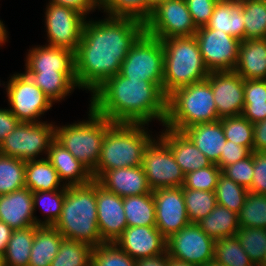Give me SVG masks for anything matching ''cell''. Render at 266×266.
I'll return each instance as SVG.
<instances>
[{"label":"cell","mask_w":266,"mask_h":266,"mask_svg":"<svg viewBox=\"0 0 266 266\" xmlns=\"http://www.w3.org/2000/svg\"><path fill=\"white\" fill-rule=\"evenodd\" d=\"M64 239L96 247L102 240L97 219L96 180L82 186H65V198L59 219L53 225Z\"/></svg>","instance_id":"3"},{"label":"cell","mask_w":266,"mask_h":266,"mask_svg":"<svg viewBox=\"0 0 266 266\" xmlns=\"http://www.w3.org/2000/svg\"><path fill=\"white\" fill-rule=\"evenodd\" d=\"M212 163H217L226 138L221 120L194 124L182 131Z\"/></svg>","instance_id":"25"},{"label":"cell","mask_w":266,"mask_h":266,"mask_svg":"<svg viewBox=\"0 0 266 266\" xmlns=\"http://www.w3.org/2000/svg\"><path fill=\"white\" fill-rule=\"evenodd\" d=\"M20 123L10 109H0V144Z\"/></svg>","instance_id":"53"},{"label":"cell","mask_w":266,"mask_h":266,"mask_svg":"<svg viewBox=\"0 0 266 266\" xmlns=\"http://www.w3.org/2000/svg\"><path fill=\"white\" fill-rule=\"evenodd\" d=\"M218 0H185L197 28L206 26Z\"/></svg>","instance_id":"48"},{"label":"cell","mask_w":266,"mask_h":266,"mask_svg":"<svg viewBox=\"0 0 266 266\" xmlns=\"http://www.w3.org/2000/svg\"><path fill=\"white\" fill-rule=\"evenodd\" d=\"M144 28L145 33L160 40L194 36L198 30L185 0H164L156 4Z\"/></svg>","instance_id":"11"},{"label":"cell","mask_w":266,"mask_h":266,"mask_svg":"<svg viewBox=\"0 0 266 266\" xmlns=\"http://www.w3.org/2000/svg\"><path fill=\"white\" fill-rule=\"evenodd\" d=\"M115 243L134 260L166 252V238L156 226H127Z\"/></svg>","instance_id":"19"},{"label":"cell","mask_w":266,"mask_h":266,"mask_svg":"<svg viewBox=\"0 0 266 266\" xmlns=\"http://www.w3.org/2000/svg\"><path fill=\"white\" fill-rule=\"evenodd\" d=\"M259 266H266V249H265L264 256H263V261Z\"/></svg>","instance_id":"62"},{"label":"cell","mask_w":266,"mask_h":266,"mask_svg":"<svg viewBox=\"0 0 266 266\" xmlns=\"http://www.w3.org/2000/svg\"><path fill=\"white\" fill-rule=\"evenodd\" d=\"M13 229L6 223L0 221V254L3 255L6 251L8 242L11 238Z\"/></svg>","instance_id":"57"},{"label":"cell","mask_w":266,"mask_h":266,"mask_svg":"<svg viewBox=\"0 0 266 266\" xmlns=\"http://www.w3.org/2000/svg\"><path fill=\"white\" fill-rule=\"evenodd\" d=\"M183 197L190 223H198L217 205L215 191L183 188Z\"/></svg>","instance_id":"39"},{"label":"cell","mask_w":266,"mask_h":266,"mask_svg":"<svg viewBox=\"0 0 266 266\" xmlns=\"http://www.w3.org/2000/svg\"><path fill=\"white\" fill-rule=\"evenodd\" d=\"M96 201L100 236L104 242H115L128 226L123 198L96 181Z\"/></svg>","instance_id":"18"},{"label":"cell","mask_w":266,"mask_h":266,"mask_svg":"<svg viewBox=\"0 0 266 266\" xmlns=\"http://www.w3.org/2000/svg\"><path fill=\"white\" fill-rule=\"evenodd\" d=\"M158 136L170 147L184 174L213 164L183 132L166 127Z\"/></svg>","instance_id":"23"},{"label":"cell","mask_w":266,"mask_h":266,"mask_svg":"<svg viewBox=\"0 0 266 266\" xmlns=\"http://www.w3.org/2000/svg\"><path fill=\"white\" fill-rule=\"evenodd\" d=\"M24 73L53 103L64 100V98L71 95V92H74L75 88H79L75 72L24 71Z\"/></svg>","instance_id":"28"},{"label":"cell","mask_w":266,"mask_h":266,"mask_svg":"<svg viewBox=\"0 0 266 266\" xmlns=\"http://www.w3.org/2000/svg\"><path fill=\"white\" fill-rule=\"evenodd\" d=\"M249 190L221 173L215 189L217 204L239 214Z\"/></svg>","instance_id":"41"},{"label":"cell","mask_w":266,"mask_h":266,"mask_svg":"<svg viewBox=\"0 0 266 266\" xmlns=\"http://www.w3.org/2000/svg\"><path fill=\"white\" fill-rule=\"evenodd\" d=\"M205 266H224V265H222V264H218V263H216L215 261H211L210 263H208V264L205 265Z\"/></svg>","instance_id":"61"},{"label":"cell","mask_w":266,"mask_h":266,"mask_svg":"<svg viewBox=\"0 0 266 266\" xmlns=\"http://www.w3.org/2000/svg\"><path fill=\"white\" fill-rule=\"evenodd\" d=\"M217 120L220 118L207 79L178 88L167 96L165 127L182 132L194 124Z\"/></svg>","instance_id":"6"},{"label":"cell","mask_w":266,"mask_h":266,"mask_svg":"<svg viewBox=\"0 0 266 266\" xmlns=\"http://www.w3.org/2000/svg\"><path fill=\"white\" fill-rule=\"evenodd\" d=\"M45 27L47 42L51 47L67 48L75 52L82 38L87 17L77 10L48 3L46 5Z\"/></svg>","instance_id":"13"},{"label":"cell","mask_w":266,"mask_h":266,"mask_svg":"<svg viewBox=\"0 0 266 266\" xmlns=\"http://www.w3.org/2000/svg\"><path fill=\"white\" fill-rule=\"evenodd\" d=\"M235 236L250 260L259 266L266 249V229L240 227Z\"/></svg>","instance_id":"43"},{"label":"cell","mask_w":266,"mask_h":266,"mask_svg":"<svg viewBox=\"0 0 266 266\" xmlns=\"http://www.w3.org/2000/svg\"><path fill=\"white\" fill-rule=\"evenodd\" d=\"M222 170L213 163L212 165L187 173L184 176L182 188L202 191H215Z\"/></svg>","instance_id":"46"},{"label":"cell","mask_w":266,"mask_h":266,"mask_svg":"<svg viewBox=\"0 0 266 266\" xmlns=\"http://www.w3.org/2000/svg\"><path fill=\"white\" fill-rule=\"evenodd\" d=\"M65 198V187L60 190L33 192V209L40 206L41 211L46 213L43 218V226H53L59 219Z\"/></svg>","instance_id":"42"},{"label":"cell","mask_w":266,"mask_h":266,"mask_svg":"<svg viewBox=\"0 0 266 266\" xmlns=\"http://www.w3.org/2000/svg\"><path fill=\"white\" fill-rule=\"evenodd\" d=\"M54 139L53 122H20L0 144V154L23 161L36 160L43 153L47 156Z\"/></svg>","instance_id":"9"},{"label":"cell","mask_w":266,"mask_h":266,"mask_svg":"<svg viewBox=\"0 0 266 266\" xmlns=\"http://www.w3.org/2000/svg\"><path fill=\"white\" fill-rule=\"evenodd\" d=\"M244 40L266 38V0H243Z\"/></svg>","instance_id":"37"},{"label":"cell","mask_w":266,"mask_h":266,"mask_svg":"<svg viewBox=\"0 0 266 266\" xmlns=\"http://www.w3.org/2000/svg\"><path fill=\"white\" fill-rule=\"evenodd\" d=\"M164 49L162 90L166 96L209 75L195 36L161 40Z\"/></svg>","instance_id":"5"},{"label":"cell","mask_w":266,"mask_h":266,"mask_svg":"<svg viewBox=\"0 0 266 266\" xmlns=\"http://www.w3.org/2000/svg\"><path fill=\"white\" fill-rule=\"evenodd\" d=\"M25 186V161L0 154V195Z\"/></svg>","instance_id":"38"},{"label":"cell","mask_w":266,"mask_h":266,"mask_svg":"<svg viewBox=\"0 0 266 266\" xmlns=\"http://www.w3.org/2000/svg\"><path fill=\"white\" fill-rule=\"evenodd\" d=\"M124 213L128 226H155V202L152 191L139 196L123 198Z\"/></svg>","instance_id":"33"},{"label":"cell","mask_w":266,"mask_h":266,"mask_svg":"<svg viewBox=\"0 0 266 266\" xmlns=\"http://www.w3.org/2000/svg\"><path fill=\"white\" fill-rule=\"evenodd\" d=\"M163 67L161 40L144 32L127 53L119 73L128 79L154 82L162 88Z\"/></svg>","instance_id":"8"},{"label":"cell","mask_w":266,"mask_h":266,"mask_svg":"<svg viewBox=\"0 0 266 266\" xmlns=\"http://www.w3.org/2000/svg\"><path fill=\"white\" fill-rule=\"evenodd\" d=\"M7 29L5 28V25L3 24V21L0 20V47L5 44L8 39V33Z\"/></svg>","instance_id":"58"},{"label":"cell","mask_w":266,"mask_h":266,"mask_svg":"<svg viewBox=\"0 0 266 266\" xmlns=\"http://www.w3.org/2000/svg\"><path fill=\"white\" fill-rule=\"evenodd\" d=\"M63 239L53 226H39L35 230L28 266H50Z\"/></svg>","instance_id":"29"},{"label":"cell","mask_w":266,"mask_h":266,"mask_svg":"<svg viewBox=\"0 0 266 266\" xmlns=\"http://www.w3.org/2000/svg\"><path fill=\"white\" fill-rule=\"evenodd\" d=\"M0 266H4V263H3V257H2L1 254H0Z\"/></svg>","instance_id":"63"},{"label":"cell","mask_w":266,"mask_h":266,"mask_svg":"<svg viewBox=\"0 0 266 266\" xmlns=\"http://www.w3.org/2000/svg\"><path fill=\"white\" fill-rule=\"evenodd\" d=\"M242 9L243 0H218L206 26L209 29L223 31L242 41L245 32Z\"/></svg>","instance_id":"27"},{"label":"cell","mask_w":266,"mask_h":266,"mask_svg":"<svg viewBox=\"0 0 266 266\" xmlns=\"http://www.w3.org/2000/svg\"><path fill=\"white\" fill-rule=\"evenodd\" d=\"M147 1L152 7H154L156 4H158L159 2H162L164 0H147Z\"/></svg>","instance_id":"60"},{"label":"cell","mask_w":266,"mask_h":266,"mask_svg":"<svg viewBox=\"0 0 266 266\" xmlns=\"http://www.w3.org/2000/svg\"><path fill=\"white\" fill-rule=\"evenodd\" d=\"M155 202L156 228L167 239L190 224L183 188H159L152 191Z\"/></svg>","instance_id":"16"},{"label":"cell","mask_w":266,"mask_h":266,"mask_svg":"<svg viewBox=\"0 0 266 266\" xmlns=\"http://www.w3.org/2000/svg\"><path fill=\"white\" fill-rule=\"evenodd\" d=\"M88 120L55 125V139L92 173L97 166L106 130L113 124L90 106Z\"/></svg>","instance_id":"7"},{"label":"cell","mask_w":266,"mask_h":266,"mask_svg":"<svg viewBox=\"0 0 266 266\" xmlns=\"http://www.w3.org/2000/svg\"><path fill=\"white\" fill-rule=\"evenodd\" d=\"M206 79L211 84L218 117L242 115L244 79L235 71H212Z\"/></svg>","instance_id":"17"},{"label":"cell","mask_w":266,"mask_h":266,"mask_svg":"<svg viewBox=\"0 0 266 266\" xmlns=\"http://www.w3.org/2000/svg\"><path fill=\"white\" fill-rule=\"evenodd\" d=\"M147 146L142 160V168L149 188L182 187L185 174L175 161L170 147L158 136Z\"/></svg>","instance_id":"12"},{"label":"cell","mask_w":266,"mask_h":266,"mask_svg":"<svg viewBox=\"0 0 266 266\" xmlns=\"http://www.w3.org/2000/svg\"><path fill=\"white\" fill-rule=\"evenodd\" d=\"M96 181L122 198L139 196L152 191L148 186L142 166L108 170Z\"/></svg>","instance_id":"21"},{"label":"cell","mask_w":266,"mask_h":266,"mask_svg":"<svg viewBox=\"0 0 266 266\" xmlns=\"http://www.w3.org/2000/svg\"><path fill=\"white\" fill-rule=\"evenodd\" d=\"M34 215L33 192L27 187L0 195V221L12 229L43 226V220Z\"/></svg>","instance_id":"20"},{"label":"cell","mask_w":266,"mask_h":266,"mask_svg":"<svg viewBox=\"0 0 266 266\" xmlns=\"http://www.w3.org/2000/svg\"><path fill=\"white\" fill-rule=\"evenodd\" d=\"M39 226L13 229L5 253L4 266H28L35 230Z\"/></svg>","instance_id":"32"},{"label":"cell","mask_w":266,"mask_h":266,"mask_svg":"<svg viewBox=\"0 0 266 266\" xmlns=\"http://www.w3.org/2000/svg\"><path fill=\"white\" fill-rule=\"evenodd\" d=\"M92 251L87 243L63 239L50 266H91Z\"/></svg>","instance_id":"36"},{"label":"cell","mask_w":266,"mask_h":266,"mask_svg":"<svg viewBox=\"0 0 266 266\" xmlns=\"http://www.w3.org/2000/svg\"><path fill=\"white\" fill-rule=\"evenodd\" d=\"M136 266H169V255L167 252L153 257L135 260Z\"/></svg>","instance_id":"56"},{"label":"cell","mask_w":266,"mask_h":266,"mask_svg":"<svg viewBox=\"0 0 266 266\" xmlns=\"http://www.w3.org/2000/svg\"><path fill=\"white\" fill-rule=\"evenodd\" d=\"M4 88L9 109L20 122H42L39 117L54 104L25 73H14Z\"/></svg>","instance_id":"10"},{"label":"cell","mask_w":266,"mask_h":266,"mask_svg":"<svg viewBox=\"0 0 266 266\" xmlns=\"http://www.w3.org/2000/svg\"><path fill=\"white\" fill-rule=\"evenodd\" d=\"M252 152H266V119L253 124Z\"/></svg>","instance_id":"55"},{"label":"cell","mask_w":266,"mask_h":266,"mask_svg":"<svg viewBox=\"0 0 266 266\" xmlns=\"http://www.w3.org/2000/svg\"><path fill=\"white\" fill-rule=\"evenodd\" d=\"M25 186L31 192L60 190L65 187L57 171L45 157L25 161Z\"/></svg>","instance_id":"30"},{"label":"cell","mask_w":266,"mask_h":266,"mask_svg":"<svg viewBox=\"0 0 266 266\" xmlns=\"http://www.w3.org/2000/svg\"><path fill=\"white\" fill-rule=\"evenodd\" d=\"M266 102V79H244V103Z\"/></svg>","instance_id":"51"},{"label":"cell","mask_w":266,"mask_h":266,"mask_svg":"<svg viewBox=\"0 0 266 266\" xmlns=\"http://www.w3.org/2000/svg\"><path fill=\"white\" fill-rule=\"evenodd\" d=\"M242 115L252 124L266 119V102L265 103H244Z\"/></svg>","instance_id":"54"},{"label":"cell","mask_w":266,"mask_h":266,"mask_svg":"<svg viewBox=\"0 0 266 266\" xmlns=\"http://www.w3.org/2000/svg\"><path fill=\"white\" fill-rule=\"evenodd\" d=\"M253 153L247 158L238 161L236 163L225 166L222 169V174L232 179L235 183L246 189H251V183L253 180Z\"/></svg>","instance_id":"47"},{"label":"cell","mask_w":266,"mask_h":266,"mask_svg":"<svg viewBox=\"0 0 266 266\" xmlns=\"http://www.w3.org/2000/svg\"><path fill=\"white\" fill-rule=\"evenodd\" d=\"M145 126L148 124L113 123L106 130L98 163L92 172L94 180L108 170L141 166L145 149L154 139Z\"/></svg>","instance_id":"4"},{"label":"cell","mask_w":266,"mask_h":266,"mask_svg":"<svg viewBox=\"0 0 266 266\" xmlns=\"http://www.w3.org/2000/svg\"><path fill=\"white\" fill-rule=\"evenodd\" d=\"M252 154V151L244 146L226 140L223 152L216 165L222 170L225 166L241 161Z\"/></svg>","instance_id":"50"},{"label":"cell","mask_w":266,"mask_h":266,"mask_svg":"<svg viewBox=\"0 0 266 266\" xmlns=\"http://www.w3.org/2000/svg\"><path fill=\"white\" fill-rule=\"evenodd\" d=\"M145 32L144 23L121 17L86 20L74 52L75 75L81 90L91 94L120 72L127 53Z\"/></svg>","instance_id":"1"},{"label":"cell","mask_w":266,"mask_h":266,"mask_svg":"<svg viewBox=\"0 0 266 266\" xmlns=\"http://www.w3.org/2000/svg\"><path fill=\"white\" fill-rule=\"evenodd\" d=\"M215 239L208 236L197 223H190L166 239L169 257L198 266L213 261Z\"/></svg>","instance_id":"15"},{"label":"cell","mask_w":266,"mask_h":266,"mask_svg":"<svg viewBox=\"0 0 266 266\" xmlns=\"http://www.w3.org/2000/svg\"><path fill=\"white\" fill-rule=\"evenodd\" d=\"M197 224L215 240L235 236L240 229L238 214L218 204Z\"/></svg>","instance_id":"31"},{"label":"cell","mask_w":266,"mask_h":266,"mask_svg":"<svg viewBox=\"0 0 266 266\" xmlns=\"http://www.w3.org/2000/svg\"><path fill=\"white\" fill-rule=\"evenodd\" d=\"M100 10H104L108 17L131 18L145 24L153 7L147 0H102Z\"/></svg>","instance_id":"34"},{"label":"cell","mask_w":266,"mask_h":266,"mask_svg":"<svg viewBox=\"0 0 266 266\" xmlns=\"http://www.w3.org/2000/svg\"><path fill=\"white\" fill-rule=\"evenodd\" d=\"M194 36L209 72L234 71L241 42L238 38L207 26L198 28Z\"/></svg>","instance_id":"14"},{"label":"cell","mask_w":266,"mask_h":266,"mask_svg":"<svg viewBox=\"0 0 266 266\" xmlns=\"http://www.w3.org/2000/svg\"><path fill=\"white\" fill-rule=\"evenodd\" d=\"M169 266H198V265L190 264V263L169 257Z\"/></svg>","instance_id":"59"},{"label":"cell","mask_w":266,"mask_h":266,"mask_svg":"<svg viewBox=\"0 0 266 266\" xmlns=\"http://www.w3.org/2000/svg\"><path fill=\"white\" fill-rule=\"evenodd\" d=\"M90 107L113 123L164 125L167 96L154 82L128 79L120 73L107 79L92 94Z\"/></svg>","instance_id":"2"},{"label":"cell","mask_w":266,"mask_h":266,"mask_svg":"<svg viewBox=\"0 0 266 266\" xmlns=\"http://www.w3.org/2000/svg\"><path fill=\"white\" fill-rule=\"evenodd\" d=\"M234 71L245 80L266 79V38L240 42Z\"/></svg>","instance_id":"26"},{"label":"cell","mask_w":266,"mask_h":266,"mask_svg":"<svg viewBox=\"0 0 266 266\" xmlns=\"http://www.w3.org/2000/svg\"><path fill=\"white\" fill-rule=\"evenodd\" d=\"M226 140L253 149V124L243 115L220 119Z\"/></svg>","instance_id":"45"},{"label":"cell","mask_w":266,"mask_h":266,"mask_svg":"<svg viewBox=\"0 0 266 266\" xmlns=\"http://www.w3.org/2000/svg\"><path fill=\"white\" fill-rule=\"evenodd\" d=\"M253 153V180L251 183L252 193L266 195V152Z\"/></svg>","instance_id":"49"},{"label":"cell","mask_w":266,"mask_h":266,"mask_svg":"<svg viewBox=\"0 0 266 266\" xmlns=\"http://www.w3.org/2000/svg\"><path fill=\"white\" fill-rule=\"evenodd\" d=\"M213 261L224 266H255L236 236L215 240Z\"/></svg>","instance_id":"35"},{"label":"cell","mask_w":266,"mask_h":266,"mask_svg":"<svg viewBox=\"0 0 266 266\" xmlns=\"http://www.w3.org/2000/svg\"><path fill=\"white\" fill-rule=\"evenodd\" d=\"M26 55L25 71L75 72L74 52L70 49L38 45Z\"/></svg>","instance_id":"24"},{"label":"cell","mask_w":266,"mask_h":266,"mask_svg":"<svg viewBox=\"0 0 266 266\" xmlns=\"http://www.w3.org/2000/svg\"><path fill=\"white\" fill-rule=\"evenodd\" d=\"M45 157L57 171L60 181L66 187L86 185L93 180L92 173L85 165L56 139L51 142Z\"/></svg>","instance_id":"22"},{"label":"cell","mask_w":266,"mask_h":266,"mask_svg":"<svg viewBox=\"0 0 266 266\" xmlns=\"http://www.w3.org/2000/svg\"><path fill=\"white\" fill-rule=\"evenodd\" d=\"M238 219L240 227L266 229V195L249 191Z\"/></svg>","instance_id":"40"},{"label":"cell","mask_w":266,"mask_h":266,"mask_svg":"<svg viewBox=\"0 0 266 266\" xmlns=\"http://www.w3.org/2000/svg\"><path fill=\"white\" fill-rule=\"evenodd\" d=\"M91 266H136V263L115 242H104L93 247Z\"/></svg>","instance_id":"44"},{"label":"cell","mask_w":266,"mask_h":266,"mask_svg":"<svg viewBox=\"0 0 266 266\" xmlns=\"http://www.w3.org/2000/svg\"><path fill=\"white\" fill-rule=\"evenodd\" d=\"M49 3L73 8L85 17H89L88 14L96 9L100 10V2L98 0H50Z\"/></svg>","instance_id":"52"}]
</instances>
